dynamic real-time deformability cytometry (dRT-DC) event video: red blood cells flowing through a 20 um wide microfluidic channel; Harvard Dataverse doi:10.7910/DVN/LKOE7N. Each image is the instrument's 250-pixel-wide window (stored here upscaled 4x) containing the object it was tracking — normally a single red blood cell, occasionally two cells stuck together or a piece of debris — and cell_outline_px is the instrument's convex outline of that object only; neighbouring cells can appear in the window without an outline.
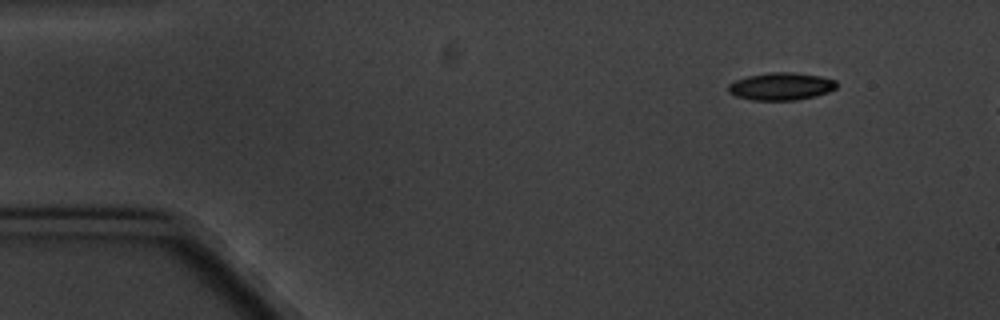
{"species": "common noctule bat (a hibernating species)", "species_latin": "Nyctalus noctula", "temperature_condition": "cold", "stored_images_in_passage": 4, "camera_frame_rate_fps": 3000, "um_per_image_px": 0.085, "animal": {"sex": "male", "body_mass_g": 20.1, "forearm_length_mm": 53.5}, "frame": {"image": 1, "passage_image": 1, "time_ms": 0.0, "image_size_px": [1000, 320], "cell_outline_px": [[836, 88], [828, 92], [816, 96], [796, 100], [752, 100], [736, 96], [728, 92], [728, 84], [736, 80], [748, 76], [772, 72], [796, 72], [820, 76], [836, 80]], "centroid_in_image_um": [66.4, 7.34], "position_along_channel_um": 18.6, "area_um2": 17.4}}